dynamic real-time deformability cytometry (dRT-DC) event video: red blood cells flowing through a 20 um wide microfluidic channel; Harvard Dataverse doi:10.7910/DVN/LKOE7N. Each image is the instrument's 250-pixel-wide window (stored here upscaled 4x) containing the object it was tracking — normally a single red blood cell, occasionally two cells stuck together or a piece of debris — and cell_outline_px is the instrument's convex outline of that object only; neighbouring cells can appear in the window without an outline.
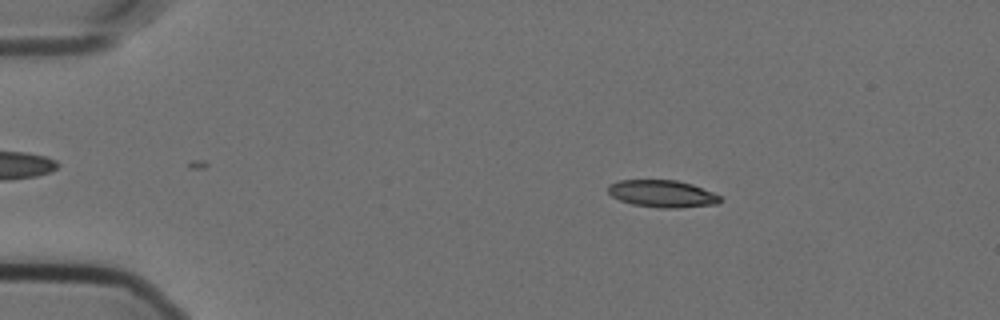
{"species": "Egyptian fruit bat (a non-hibernating species)", "species_latin": "Rousettus aegyptiacus", "temperature_condition": "cold", "stored_images_in_passage": 49, "camera_frame_rate_fps": 3000, "um_per_image_px": 0.085, "animal": {"sex": "female"}, "frame": {"image": 1, "passage_image": 10, "time_ms": 3.0, "image_size_px": [1000, 320], "cell_outline_px": [[724, 200], [716, 204], [680, 208], [660, 208], [632, 204], [620, 200], [612, 196], [608, 192], [608, 184], [620, 180], [676, 180], [692, 184], [712, 192], [720, 196]], "centroid_in_image_um": [56.3, 16.47], "position_along_channel_um": 28.7, "area_um2": 17.8}}
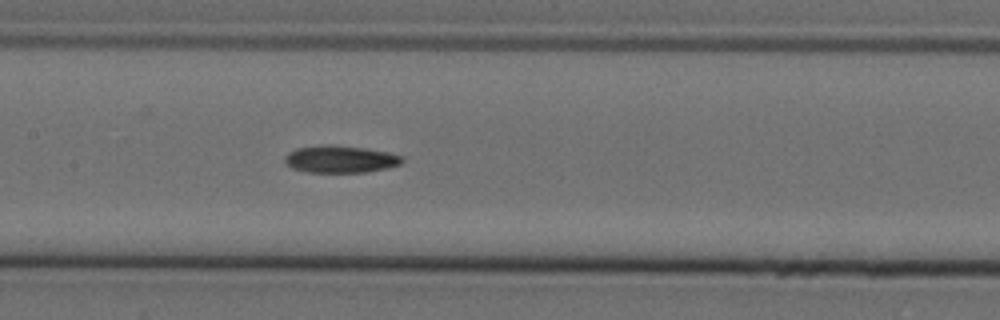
{"frame": {"image": 2, "passage_image": 28, "time_ms": 9.0, "image_size_px": [1000, 320], "cell_outline_px": [[404, 160], [400, 164], [388, 168], [364, 172], [308, 172], [292, 168], [284, 160], [284, 156], [288, 152], [296, 148], [320, 144], [332, 144], [368, 148], [388, 152], [404, 156]], "centroid_in_image_um": [28.94, 13.51], "position_along_channel_um": 178.5, "area_um2": 18.9}}
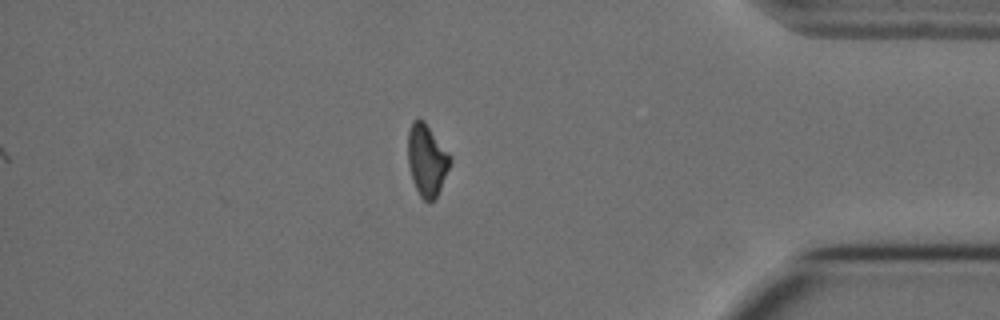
{"frame": {"image": 3, "passage_image": 49, "time_ms": 16.0, "image_size_px": [1000, 320], "cell_outline_px": [[452, 160], [440, 188], [436, 196], [428, 204], [420, 196], [412, 180], [408, 164], [408, 132], [412, 120], [424, 120], [452, 156]], "centroid_in_image_um": [36.28, 13.59], "position_along_channel_um": 398.9, "area_um2": 17.63}}